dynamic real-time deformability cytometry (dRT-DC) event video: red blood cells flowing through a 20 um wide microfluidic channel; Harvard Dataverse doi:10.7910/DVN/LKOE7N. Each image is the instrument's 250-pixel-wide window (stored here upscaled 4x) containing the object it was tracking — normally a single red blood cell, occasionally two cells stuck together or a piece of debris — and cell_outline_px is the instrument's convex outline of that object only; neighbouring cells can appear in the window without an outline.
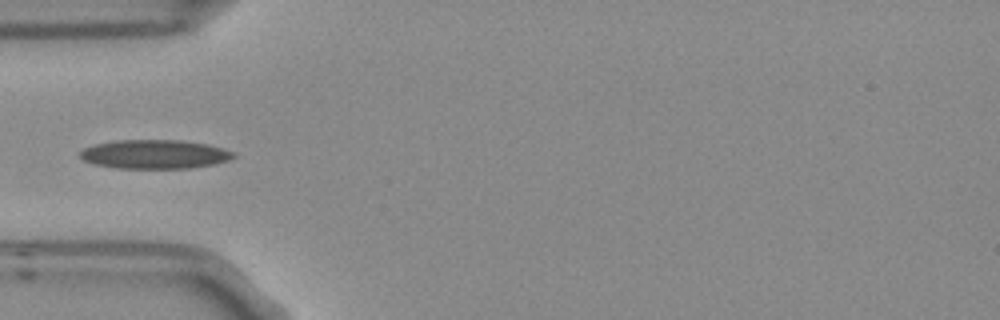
{"species": "Egyptian fruit bat (a non-hibernating species)", "species_latin": "Rousettus aegyptiacus", "temperature_condition": "room temperature", "stored_images_in_passage": 3, "camera_frame_rate_fps": 3000, "um_per_image_px": 0.085, "frame": {"image": 1, "passage_image": 3, "time_ms": 0.667, "image_size_px": [1000, 320], "cell_outline_px": [[236, 156], [228, 160], [216, 164], [192, 168], [116, 168], [92, 164], [84, 160], [80, 156], [80, 152], [84, 148], [96, 144], [116, 140], [180, 140], [208, 144], [224, 148], [236, 152]], "centroid_in_image_um": [13.19, 13.11], "position_along_channel_um": 71.8, "area_um2": 26.07}}